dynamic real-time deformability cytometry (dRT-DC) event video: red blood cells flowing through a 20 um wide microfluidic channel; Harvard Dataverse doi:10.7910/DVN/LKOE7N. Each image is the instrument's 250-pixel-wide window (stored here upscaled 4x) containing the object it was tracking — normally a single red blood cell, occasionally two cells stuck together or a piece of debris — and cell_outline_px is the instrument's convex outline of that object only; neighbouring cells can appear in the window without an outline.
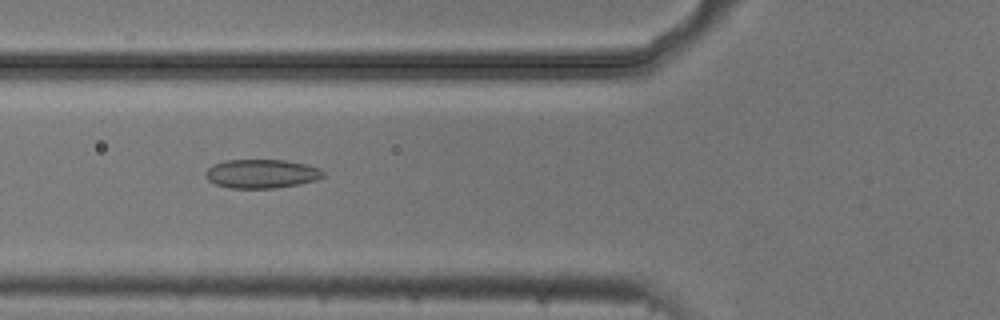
{"species": "common noctule bat (a hibernating species)", "species_latin": "Nyctalus noctula", "temperature_condition": "cold", "stored_images_in_passage": 9, "camera_frame_rate_fps": 3000, "um_per_image_px": 0.085, "animal": {"sex": "male", "body_mass_g": 20.5, "forearm_length_mm": 52.5}, "frame": {"image": 1, "passage_image": 6, "time_ms": 1.667, "image_size_px": [1000, 320], "cell_outline_px": [[324, 176], [316, 180], [296, 184], [272, 188], [232, 188], [216, 184], [208, 180], [204, 176], [204, 172], [212, 164], [224, 160], [284, 160], [304, 164], [320, 168], [324, 172]], "centroid_in_image_um": [22.18, 14.76], "position_along_channel_um": 103.6, "area_um2": 19.71}}
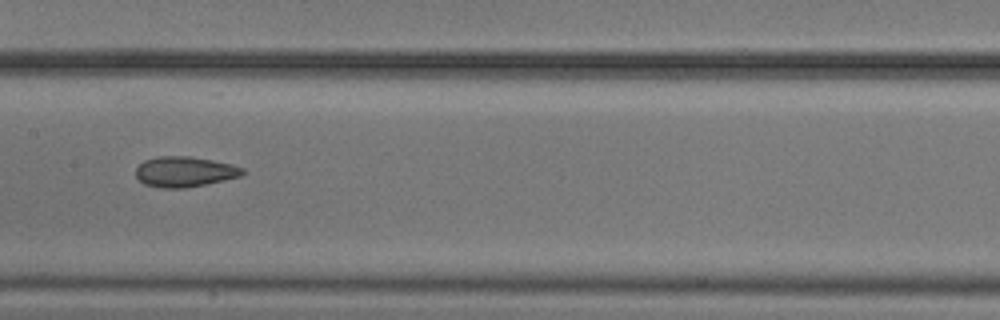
{"frame": {"image": 2, "passage_image": 8, "time_ms": 2.333, "image_size_px": [1000, 320], "cell_outline_px": [[248, 172], [240, 176], [224, 180], [184, 188], [160, 188], [144, 184], [136, 176], [136, 168], [144, 160], [156, 156], [188, 156], [212, 160], [232, 164], [244, 168]], "centroid_in_image_um": [15.7, 14.59], "position_along_channel_um": 191.7, "area_um2": 18.96}}
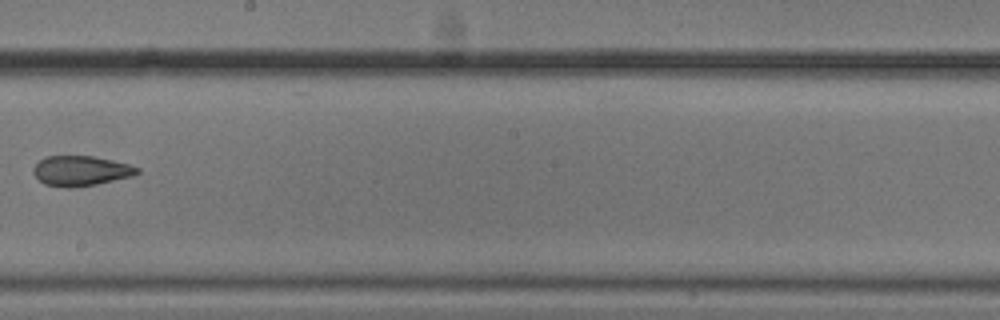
{"frame": {"image": 3, "passage_image": 9, "time_ms": 2.667, "image_size_px": [1000, 320], "cell_outline_px": [[140, 172], [132, 176], [96, 184], [68, 188], [44, 184], [32, 172], [32, 168], [44, 156], [92, 156], [112, 160], [128, 164], [140, 168]], "centroid_in_image_um": [6.86, 14.51], "position_along_channel_um": 241.3, "area_um2": 18.09}}